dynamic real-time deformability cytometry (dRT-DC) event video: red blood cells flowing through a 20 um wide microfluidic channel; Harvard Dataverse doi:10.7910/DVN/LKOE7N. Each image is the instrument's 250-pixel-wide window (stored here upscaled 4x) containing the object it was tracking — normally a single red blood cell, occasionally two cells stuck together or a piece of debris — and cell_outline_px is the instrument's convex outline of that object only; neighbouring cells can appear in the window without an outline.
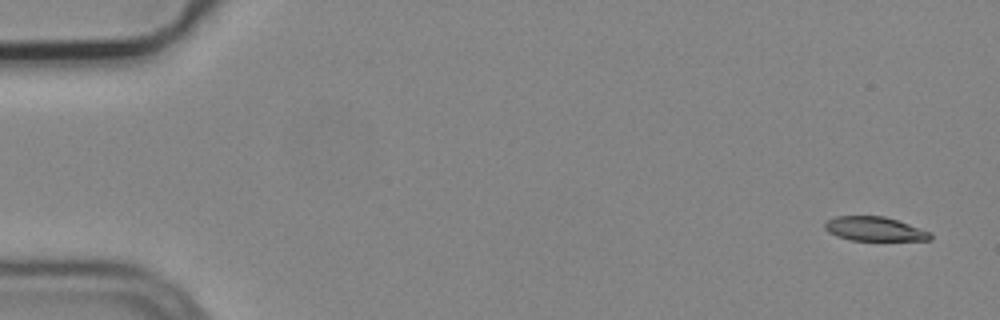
{"species": "common noctule bat (a hibernating species)", "species_latin": "Nyctalus noctula", "temperature_condition": "cold", "stored_images_in_passage": 5, "camera_frame_rate_fps": 3000, "um_per_image_px": 0.085, "animal": {"sex": "male", "body_mass_g": 19.2, "forearm_length_mm": 51.8}, "frame": {"image": 1, "passage_image": 1, "time_ms": 0.0, "image_size_px": [1000, 320], "cell_outline_px": [[932, 240], [852, 240], [836, 236], [828, 232], [824, 228], [824, 224], [828, 220], [836, 216], [884, 216], [932, 232]], "centroid_in_image_um": [74.34, 19.46], "position_along_channel_um": 10.7, "area_um2": 14.8}}
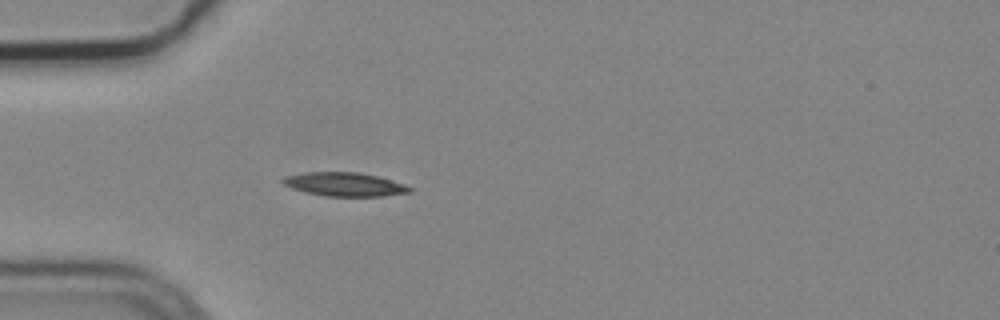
{"frame": {"image": 2, "passage_image": 5, "time_ms": 1.333, "image_size_px": [1000, 320], "cell_outline_px": [[412, 192], [384, 196], [324, 196], [304, 192], [292, 188], [284, 184], [280, 180], [284, 176], [304, 172], [356, 172], [376, 176], [392, 180], [404, 184], [412, 188]], "centroid_in_image_um": [29.26, 15.67], "position_along_channel_um": 55.7, "area_um2": 17.57}}